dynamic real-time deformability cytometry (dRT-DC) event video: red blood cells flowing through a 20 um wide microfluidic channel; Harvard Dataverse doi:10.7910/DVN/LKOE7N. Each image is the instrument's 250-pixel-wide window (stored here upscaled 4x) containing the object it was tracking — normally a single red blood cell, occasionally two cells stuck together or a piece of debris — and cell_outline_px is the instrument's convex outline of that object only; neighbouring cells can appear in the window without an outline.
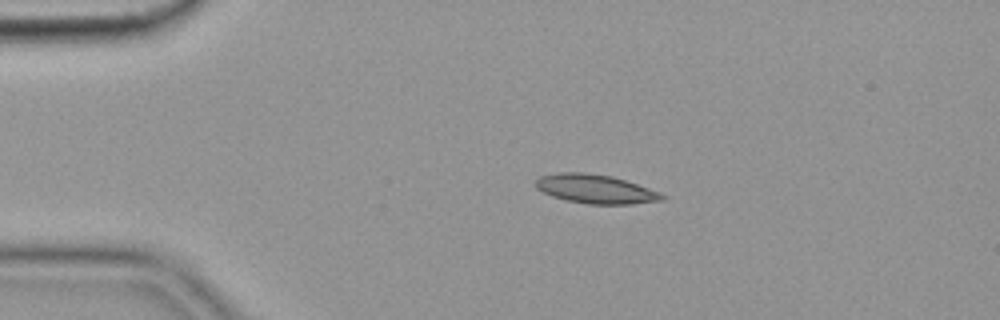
{"species": "common noctule bat (a hibernating species)", "species_latin": "Nyctalus noctula", "temperature_condition": "cold", "stored_images_in_passage": 45, "camera_frame_rate_fps": 3000, "um_per_image_px": 0.085, "animal": {"sex": "female", "body_mass_g": 19.9}, "frame": {"image": 1, "passage_image": 1, "time_ms": 0.0, "image_size_px": [1000, 320], "cell_outline_px": [[668, 196], [664, 200], [632, 204], [588, 204], [568, 200], [552, 196], [536, 188], [536, 180], [540, 176], [556, 172], [584, 172], [612, 176], [660, 192]], "centroid_in_image_um": [50.63, 16.06], "position_along_channel_um": 34.4, "area_um2": 21.27}}
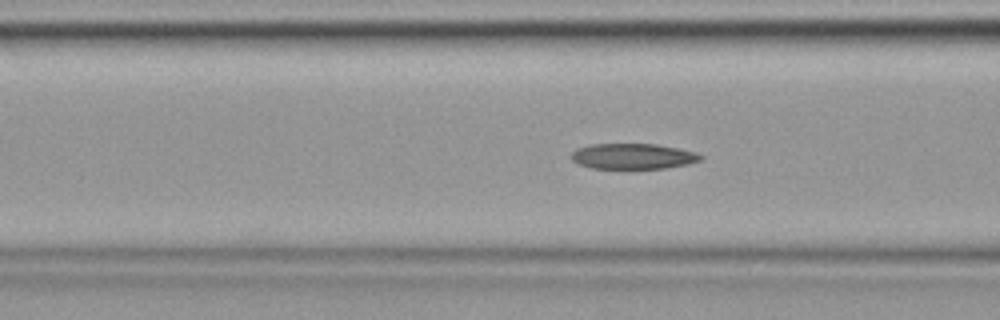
{"frame": {"image": 2, "passage_image": 11, "time_ms": 3.333, "image_size_px": [1000, 320], "cell_outline_px": [[704, 156], [700, 160], [688, 164], [664, 168], [592, 168], [580, 164], [572, 160], [568, 156], [576, 148], [592, 144], [656, 144], [696, 152]], "centroid_in_image_um": [53.77, 13.28], "position_along_channel_um": 112.8, "area_um2": 19.19}}
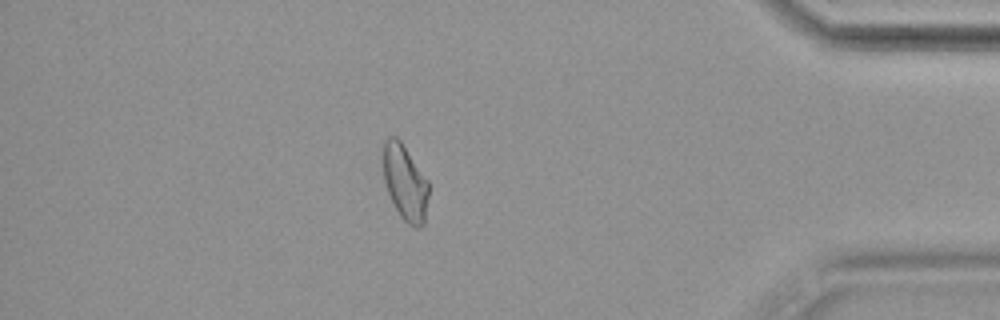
{"frame": {"image": 3, "passage_image": 38, "time_ms": 12.333, "image_size_px": [1000, 320], "cell_outline_px": [[428, 196], [424, 224], [420, 228], [416, 228], [408, 224], [400, 216], [388, 192], [384, 180], [384, 140], [388, 136], [396, 136], [400, 140], [428, 180]], "centroid_in_image_um": [34.44, 15.52], "position_along_channel_um": 400.8, "area_um2": 19.83}, "authors_computed_cell_mechanics": {"area_um2": 19.8254, "velocity_mm_per_s": 3.6194, "shape_relaxation_time_tau1_ms": 6.0612, "shape_relaxation_time_tau2_ms": 5.6515, "deformation_change_tau1": 0.161, "deformation_change_tau2": 0.1266}}